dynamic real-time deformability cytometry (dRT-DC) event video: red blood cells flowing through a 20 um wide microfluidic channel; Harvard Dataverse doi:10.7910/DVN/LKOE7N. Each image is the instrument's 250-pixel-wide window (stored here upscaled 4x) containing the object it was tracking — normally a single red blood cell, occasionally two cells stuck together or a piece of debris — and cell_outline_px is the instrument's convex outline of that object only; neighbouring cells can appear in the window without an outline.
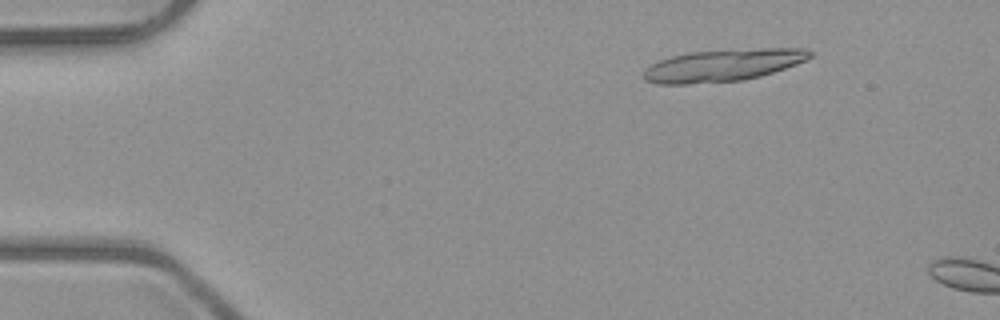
{"species": "common noctule bat (a hibernating species)", "species_latin": "Nyctalus noctula", "temperature_condition": "room temperature", "stored_images_in_passage": 3, "camera_frame_rate_fps": 3000, "um_per_image_px": 0.085, "animal": {"sex": "male", "body_mass_g": 23.1, "forearm_length_mm": 52.7}, "frame": {"image": 1, "passage_image": 2, "time_ms": 1.0, "image_size_px": [1000, 320], "cell_outline_px": [[812, 56], [808, 60], [760, 76], [744, 80], [688, 84], [656, 84], [644, 80], [640, 76], [644, 68], [660, 60], [672, 56], [688, 52], [764, 48], [804, 48], [812, 52]], "centroid_in_image_um": [61.41, 5.55], "position_along_channel_um": 23.6, "area_um2": 31.27}}